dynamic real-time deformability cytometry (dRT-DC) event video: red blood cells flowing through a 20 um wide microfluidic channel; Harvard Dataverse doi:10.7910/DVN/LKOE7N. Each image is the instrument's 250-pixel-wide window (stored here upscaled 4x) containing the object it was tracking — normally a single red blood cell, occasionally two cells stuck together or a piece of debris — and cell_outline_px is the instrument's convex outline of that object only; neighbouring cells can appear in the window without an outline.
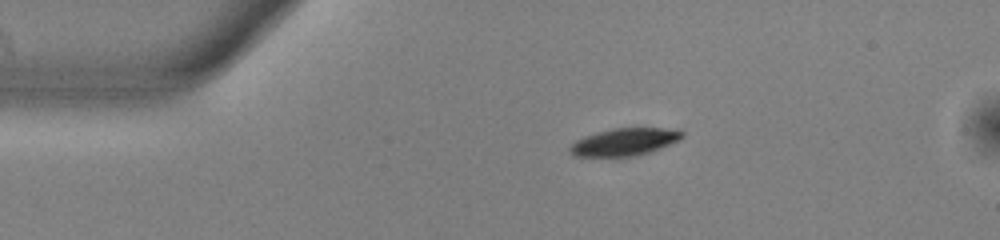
{"species": "common noctule bat (a hibernating species)", "species_latin": "Nyctalus noctula", "temperature_condition": "warm", "stored_images_in_passage": 12, "camera_frame_rate_fps": 3000, "um_per_image_px": 0.085, "animal": {"sex": "male", "body_mass_g": 13.0, "forearm_length_mm": 53.1}, "frame": {"image": 1, "passage_image": 1, "time_ms": 0.0, "image_size_px": [1000, 240], "cell_outline_px": [[684, 136], [680, 140], [648, 152], [628, 156], [572, 156], [568, 152], [568, 148], [576, 140], [584, 136], [596, 132], [612, 128], [680, 128], [684, 132]], "centroid_in_image_um": [53.08, 12.04], "position_along_channel_um": 31.9, "area_um2": 17.98}}
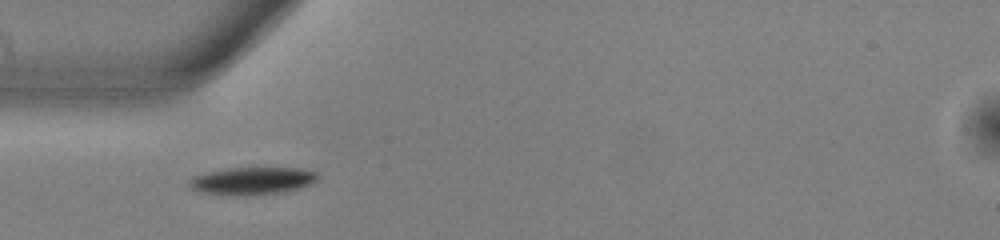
{"frame": {"image": 2, "passage_image": 7, "time_ms": 2.0, "image_size_px": [1000, 240], "cell_outline_px": [[320, 176], [312, 184], [300, 188], [280, 192], [248, 196], [236, 196], [200, 192], [192, 188], [188, 184], [188, 180], [192, 176], [204, 172], [224, 168], [300, 168], [316, 172]], "centroid_in_image_um": [21.41, 15.37], "position_along_channel_um": 63.6, "area_um2": 20.92}}
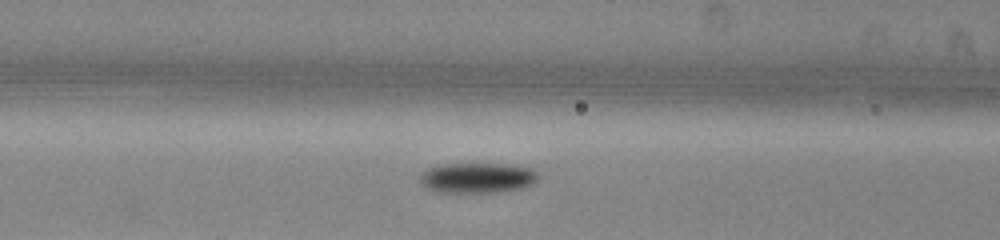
{"frame": {"image": 3, "passage_image": 12, "time_ms": 3.667, "image_size_px": [1000, 240], "cell_outline_px": [[544, 168], [540, 180], [524, 188], [500, 192], [436, 192], [420, 184], [420, 172], [424, 168], [432, 164], [448, 160], [500, 160], [536, 164]], "centroid_in_image_um": [40.76, 14.95], "position_along_channel_um": 125.8, "area_um2": 24.68}}